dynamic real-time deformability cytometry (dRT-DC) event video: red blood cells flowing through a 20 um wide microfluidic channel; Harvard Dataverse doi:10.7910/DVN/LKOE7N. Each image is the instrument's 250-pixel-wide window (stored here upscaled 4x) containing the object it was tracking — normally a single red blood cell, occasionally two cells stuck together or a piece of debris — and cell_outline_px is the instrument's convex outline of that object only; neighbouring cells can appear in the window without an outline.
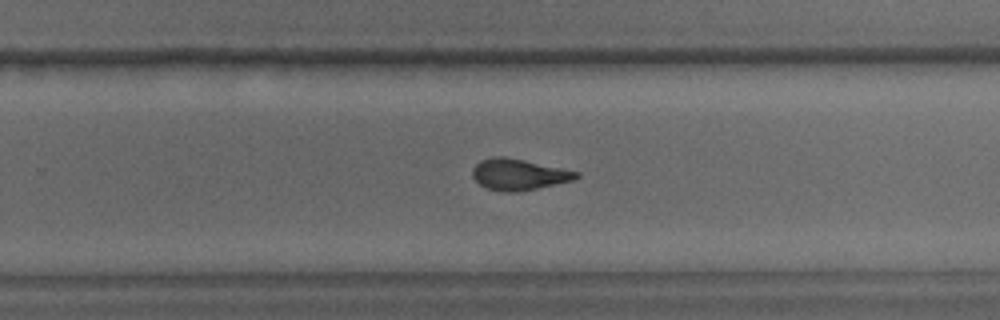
{"species": "common noctule bat (a hibernating species)", "species_latin": "Nyctalus noctula", "temperature_condition": "warm", "stored_images_in_passage": 48, "camera_frame_rate_fps": 3000, "um_per_image_px": 0.085, "animal": {"sex": "male", "body_mass_g": 15.6}, "frame": {"image": 1, "passage_image": 28, "time_ms": 9.0, "image_size_px": [1000, 320], "cell_outline_px": [[580, 176], [572, 180], [536, 188], [516, 192], [508, 192], [484, 188], [472, 176], [472, 168], [480, 160], [492, 156], [504, 156], [524, 160], [580, 172]], "centroid_in_image_um": [44.05, 14.82], "position_along_channel_um": 285.8, "area_um2": 18.73}}
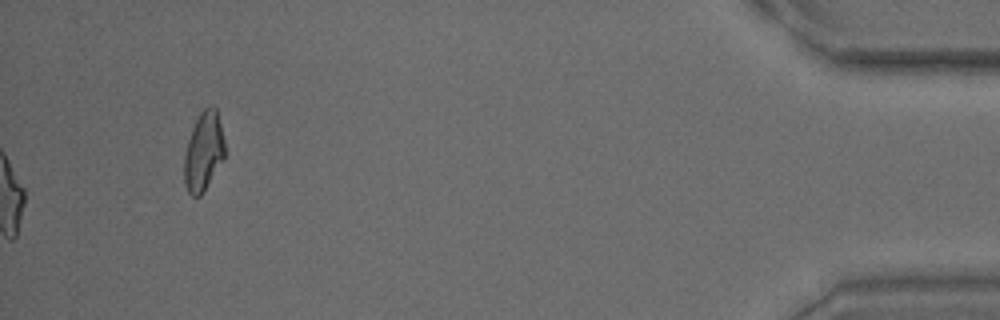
{"frame": {"image": 2, "passage_image": 48, "time_ms": 15.667, "image_size_px": [1000, 320], "cell_outline_px": [[224, 160], [204, 192], [200, 196], [192, 196], [188, 192], [184, 184], [184, 156], [188, 140], [192, 128], [200, 112], [208, 104], [212, 104], [216, 108], [224, 140]], "centroid_in_image_um": [17.3, 12.89], "position_along_channel_um": 417.9, "area_um2": 18.84}, "authors_computed_cell_mechanics": {"area_um2": 18.9584, "velocity_mm_per_s": 3.799, "shape_relaxation_time_tau1_ms": 5.6175, "shape_relaxation_time_tau2_ms": 1.895, "deformation_change_tau1": 0.201, "deformation_change_tau2": 0.0973}}